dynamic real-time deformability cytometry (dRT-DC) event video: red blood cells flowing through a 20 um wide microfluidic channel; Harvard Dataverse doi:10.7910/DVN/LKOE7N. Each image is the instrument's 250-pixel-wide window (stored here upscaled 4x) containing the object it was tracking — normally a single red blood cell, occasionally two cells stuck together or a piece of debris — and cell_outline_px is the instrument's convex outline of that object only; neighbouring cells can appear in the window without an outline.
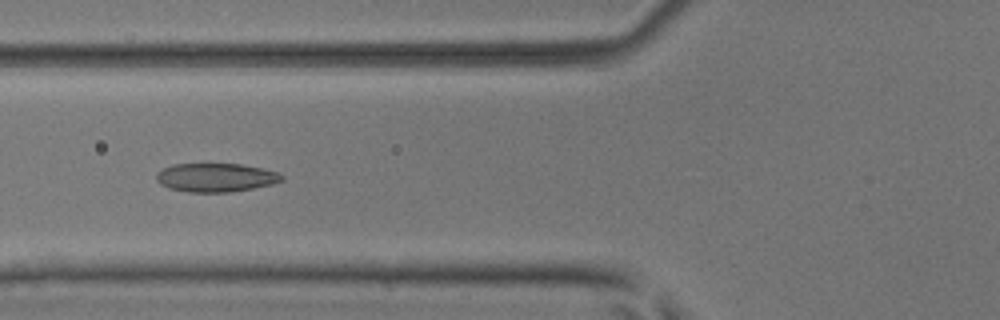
{"species": "common noctule bat (a hibernating species)", "species_latin": "Nyctalus noctula", "temperature_condition": "room temperature", "stored_images_in_passage": 34, "camera_frame_rate_fps": 3000, "um_per_image_px": 0.085, "animal": {"sex": "male", "body_mass_g": 17.9, "forearm_length_mm": 54.2}, "frame": {"image": 1, "passage_image": 20, "time_ms": 6.333, "image_size_px": [1000, 320], "cell_outline_px": [[284, 180], [272, 184], [252, 188], [228, 192], [188, 192], [168, 188], [160, 184], [156, 180], [156, 172], [172, 164], [240, 164], [260, 168], [276, 172], [284, 176]], "centroid_in_image_um": [18.31, 15.09], "position_along_channel_um": 107.5, "area_um2": 20.87}}
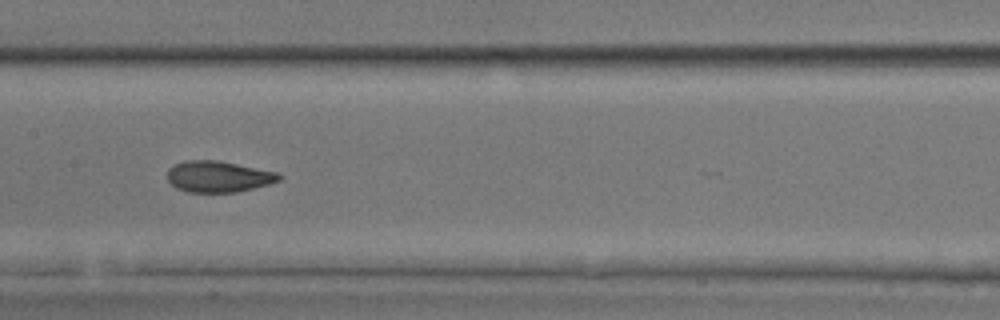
{"frame": {"image": 2, "passage_image": 26, "time_ms": 8.333, "image_size_px": [1000, 320], "cell_outline_px": [[284, 176], [280, 180], [268, 184], [236, 192], [188, 192], [176, 188], [168, 180], [168, 168], [184, 160], [216, 160], [276, 172]], "centroid_in_image_um": [18.54, 15.01], "position_along_channel_um": 188.9, "area_um2": 20.11}}
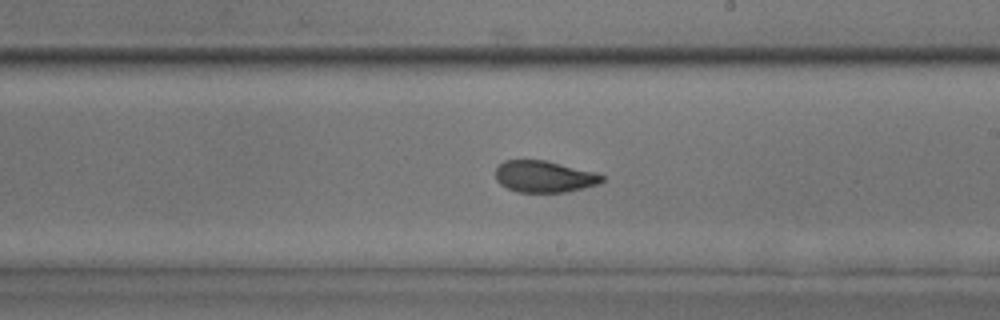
{"frame": {"image": 3, "passage_image": 30, "time_ms": 9.667, "image_size_px": [1000, 320], "cell_outline_px": [[604, 180], [596, 184], [564, 192], [516, 192], [500, 184], [496, 180], [496, 168], [504, 160], [544, 160], [596, 172], [604, 176]], "centroid_in_image_um": [46.23, 15.0], "position_along_channel_um": 242.8, "area_um2": 19.42}}